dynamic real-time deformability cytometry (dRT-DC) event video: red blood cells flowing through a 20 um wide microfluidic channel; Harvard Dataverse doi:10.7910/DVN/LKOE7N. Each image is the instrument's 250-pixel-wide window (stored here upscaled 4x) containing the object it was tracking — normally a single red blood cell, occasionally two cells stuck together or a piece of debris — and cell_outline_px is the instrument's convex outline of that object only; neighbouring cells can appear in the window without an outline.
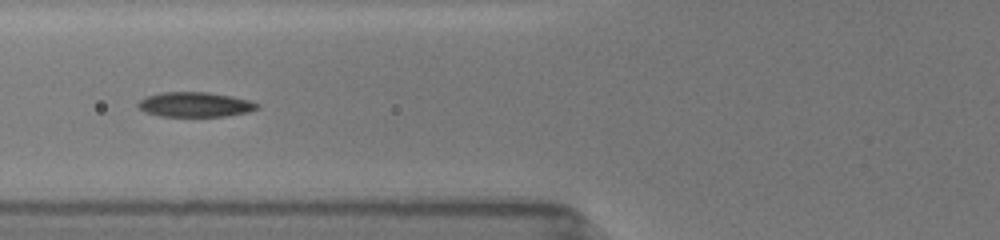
{"species": "common noctule bat (a hibernating species)", "species_latin": "Nyctalus noctula", "temperature_condition": "room temperature", "stored_images_in_passage": 23, "camera_frame_rate_fps": 3000, "um_per_image_px": 0.085, "animal": {"sex": "female", "body_mass_g": 19.5, "forearm_length_mm": 54.1}, "frame": {"image": 1, "passage_image": 9, "time_ms": 1.667, "image_size_px": [1000, 240], "cell_outline_px": [[260, 108], [248, 112], [228, 116], [160, 116], [144, 112], [136, 104], [140, 100], [148, 96], [160, 92], [208, 92], [232, 96], [252, 100], [260, 104]], "centroid_in_image_um": [16.63, 8.88], "position_along_channel_um": 109.2, "area_um2": 17.4}}
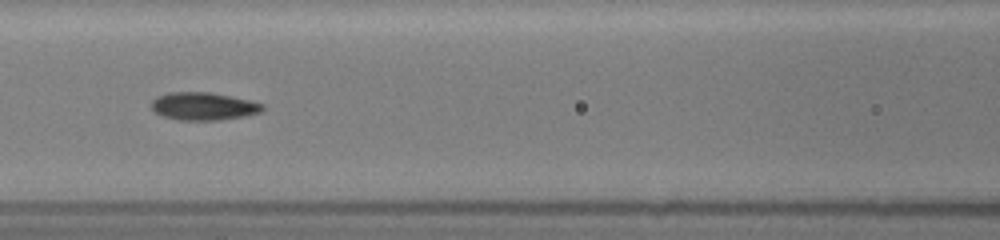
{"frame": {"image": 2, "passage_image": 12, "time_ms": 2.667, "image_size_px": [1000, 240], "cell_outline_px": [[264, 108], [260, 112], [244, 116], [220, 120], [180, 120], [164, 116], [152, 112], [152, 100], [156, 96], [168, 92], [212, 92], [232, 96], [264, 104]], "centroid_in_image_um": [17.27, 9.02], "position_along_channel_um": 149.3, "area_um2": 18.09}}
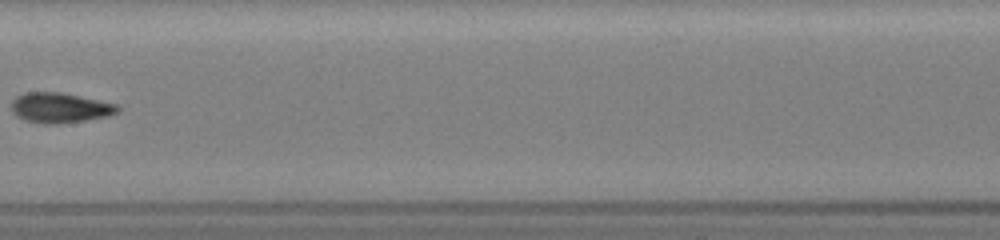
{"frame": {"image": 3, "passage_image": 14, "time_ms": 4.0, "image_size_px": [1000, 240], "cell_outline_px": [[120, 108], [116, 112], [108, 116], [84, 120], [56, 124], [44, 124], [24, 120], [16, 116], [12, 112], [12, 100], [16, 96], [24, 92], [60, 92], [116, 104]], "centroid_in_image_um": [5.03, 9.16], "position_along_channel_um": 202.4, "area_um2": 18.5}}